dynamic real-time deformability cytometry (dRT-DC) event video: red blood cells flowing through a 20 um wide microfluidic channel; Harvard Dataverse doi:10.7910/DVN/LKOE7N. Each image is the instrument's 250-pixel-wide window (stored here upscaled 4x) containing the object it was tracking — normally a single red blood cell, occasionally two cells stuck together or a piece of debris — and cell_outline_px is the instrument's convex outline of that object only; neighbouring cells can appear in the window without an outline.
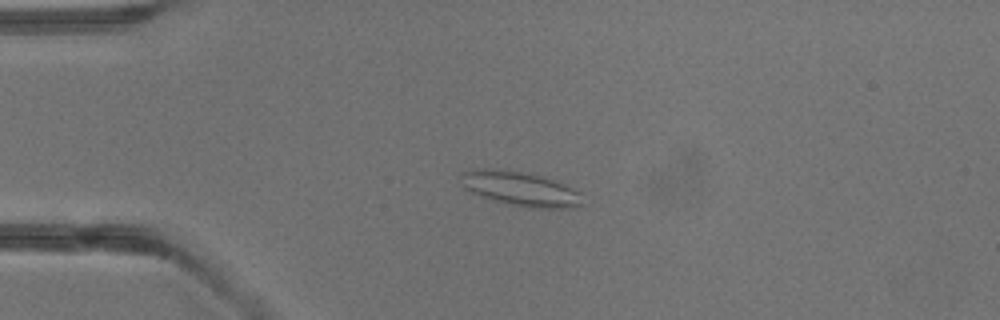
{"species": "common noctule bat (a hibernating species)", "species_latin": "Nyctalus noctula", "temperature_condition": "warm", "stored_images_in_passage": 2, "camera_frame_rate_fps": 3000, "um_per_image_px": 0.085, "animal": {"sex": "male", "body_mass_g": 13.3}, "frame": {"image": 1, "passage_image": 2, "time_ms": 2.0, "image_size_px": [1000, 320], "cell_outline_px": [[584, 204], [572, 208], [528, 208], [508, 204], [492, 200], [480, 196], [464, 188], [460, 172], [480, 168], [488, 168], [520, 172], [544, 176], [572, 188], [580, 192]], "centroid_in_image_um": [44.24, 16.06], "position_along_channel_um": 40.8, "area_um2": 24.39}}